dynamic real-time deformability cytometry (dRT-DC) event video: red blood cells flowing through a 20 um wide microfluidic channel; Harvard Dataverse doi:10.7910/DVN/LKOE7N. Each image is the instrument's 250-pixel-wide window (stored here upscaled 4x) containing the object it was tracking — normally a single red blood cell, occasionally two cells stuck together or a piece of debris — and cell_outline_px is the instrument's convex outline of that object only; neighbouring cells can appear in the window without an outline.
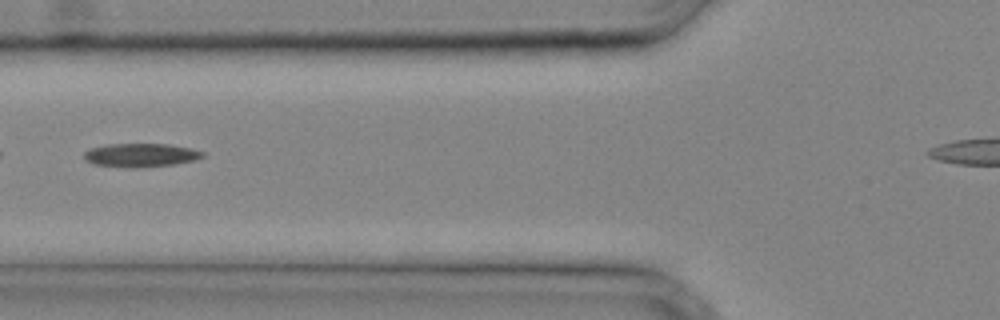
{"species": "common noctule bat (a hibernating species)", "species_latin": "Nyctalus noctula", "temperature_condition": "cold", "stored_images_in_passage": 22, "camera_frame_rate_fps": 3000, "um_per_image_px": 0.085, "animal": {"sex": "male", "body_mass_g": 20.4}, "frame": {"image": 1, "passage_image": 4, "time_ms": 1.0, "image_size_px": [1000, 320], "cell_outline_px": [[204, 156], [192, 160], [172, 164], [136, 168], [124, 168], [92, 164], [84, 160], [84, 152], [88, 148], [108, 144], [168, 144], [192, 148], [204, 152]], "centroid_in_image_um": [11.88, 13.19], "position_along_channel_um": 113.9, "area_um2": 16.42}}
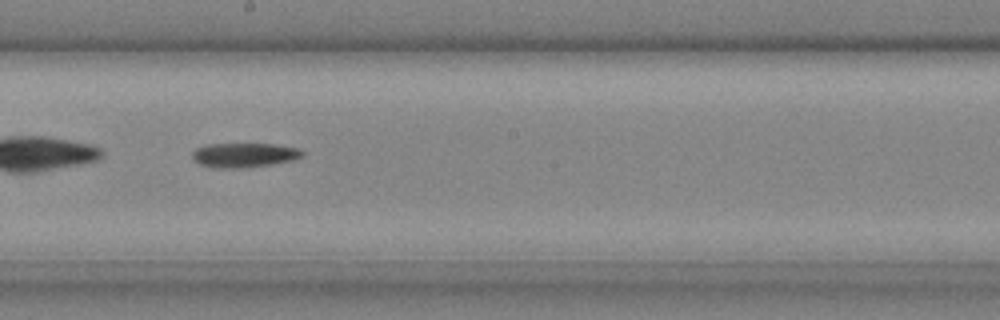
{"frame": {"image": 2, "passage_image": 10, "time_ms": 3.0, "image_size_px": [1000, 320], "cell_outline_px": [[304, 156], [292, 160], [268, 164], [236, 168], [220, 168], [200, 164], [192, 156], [192, 152], [196, 148], [204, 144], [276, 144], [296, 148], [304, 152]], "centroid_in_image_um": [20.74, 13.16], "position_along_channel_um": 227.5, "area_um2": 15.37}}